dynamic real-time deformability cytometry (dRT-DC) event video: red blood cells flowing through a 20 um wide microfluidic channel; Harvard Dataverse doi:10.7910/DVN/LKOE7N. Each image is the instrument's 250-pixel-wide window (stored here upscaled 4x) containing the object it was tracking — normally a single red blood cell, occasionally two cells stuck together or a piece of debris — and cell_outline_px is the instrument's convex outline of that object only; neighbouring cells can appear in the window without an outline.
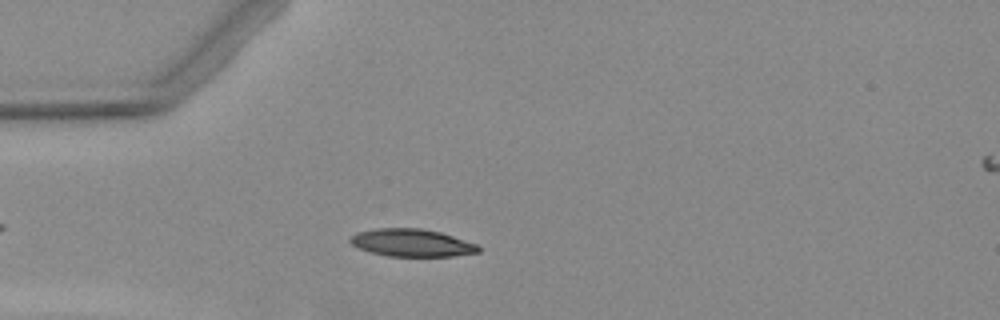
{"species": "Egyptian fruit bat (a non-hibernating species)", "species_latin": "Rousettus aegyptiacus", "temperature_condition": "warm", "stored_images_in_passage": 5, "camera_frame_rate_fps": 3000, "um_per_image_px": 0.085, "animal": {"sex": "female"}, "frame": {"image": 1, "passage_image": 4, "time_ms": 4.0, "image_size_px": [1000, 320], "cell_outline_px": [[480, 252], [452, 256], [388, 256], [372, 252], [360, 248], [352, 244], [348, 240], [352, 236], [360, 232], [376, 228], [420, 228], [440, 232], [476, 244], [480, 248]], "centroid_in_image_um": [35.01, 20.64], "position_along_channel_um": 50.0, "area_um2": 20.29}}